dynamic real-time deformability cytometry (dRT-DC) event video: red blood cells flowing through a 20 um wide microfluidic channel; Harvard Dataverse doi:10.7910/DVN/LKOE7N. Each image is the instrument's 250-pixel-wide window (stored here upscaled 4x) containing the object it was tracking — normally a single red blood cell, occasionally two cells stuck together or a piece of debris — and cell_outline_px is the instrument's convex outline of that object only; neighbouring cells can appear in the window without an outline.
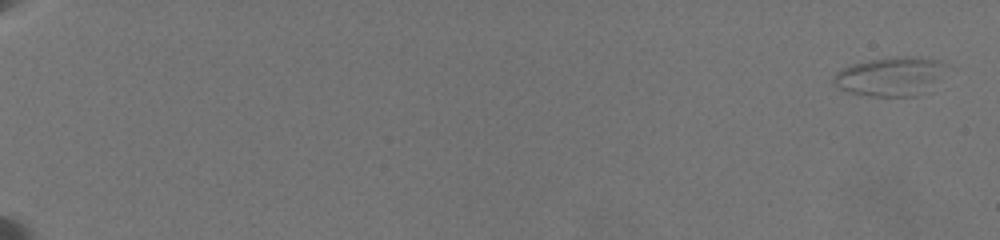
{"species": "common noctule bat (a hibernating species)", "species_latin": "Nyctalus noctula", "temperature_condition": "warm", "stored_images_in_passage": 47, "camera_frame_rate_fps": 3000, "um_per_image_px": 0.085, "animal": {"sex": "female", "body_mass_g": 19.5, "forearm_length_mm": 54.1}, "frame": {"image": 1, "passage_image": 1, "time_ms": 0.0, "image_size_px": [1000, 240], "cell_outline_px": [[948, 64], [916, 96], [868, 96], [848, 92], [836, 88], [832, 84], [832, 80], [836, 72], [852, 64], [872, 60], [896, 56], [900, 56], [936, 60]], "centroid_in_image_um": [75.5, 6.5], "position_along_channel_um": 9.5, "area_um2": 24.51}}
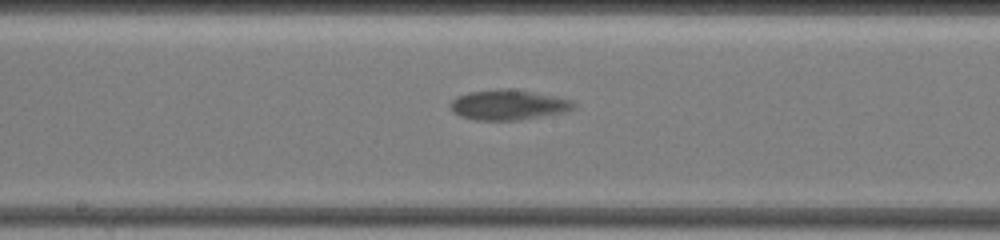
{"frame": {"image": 2, "passage_image": 28, "time_ms": 13.0, "image_size_px": [1000, 240], "cell_outline_px": [[576, 108], [564, 112], [520, 120], [476, 120], [460, 116], [452, 112], [448, 108], [448, 104], [456, 96], [468, 92], [500, 88], [512, 88], [556, 96], [572, 100], [576, 104]], "centroid_in_image_um": [43.18, 8.9], "position_along_channel_um": 205.0, "area_um2": 22.08}}
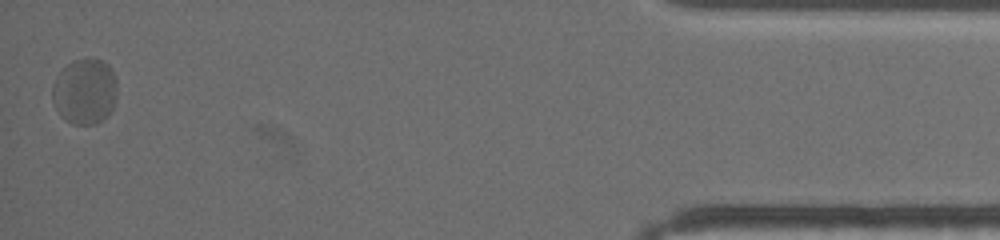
{"frame": {"image": 3, "passage_image": 47, "time_ms": 21.667, "image_size_px": [1000, 240], "cell_outline_px": [[116, 100], [108, 116], [104, 120], [96, 124], [72, 124], [64, 120], [60, 116], [52, 100], [52, 84], [56, 76], [72, 60], [84, 56], [92, 56], [104, 60], [108, 64], [116, 80]], "centroid_in_image_um": [7.2, 7.74], "position_along_channel_um": 428.0, "area_um2": 25.49}, "authors_computed_cell_mechanics": {"area_um2": 22.0796, "velocity_mm_per_s": 3.375, "shape_relaxation_time_tau1_ms": 3.4655, "shape_relaxation_time_tau2_ms": null, "deformation_change_tau1": 0.1365, "deformation_change_tau2": null}}